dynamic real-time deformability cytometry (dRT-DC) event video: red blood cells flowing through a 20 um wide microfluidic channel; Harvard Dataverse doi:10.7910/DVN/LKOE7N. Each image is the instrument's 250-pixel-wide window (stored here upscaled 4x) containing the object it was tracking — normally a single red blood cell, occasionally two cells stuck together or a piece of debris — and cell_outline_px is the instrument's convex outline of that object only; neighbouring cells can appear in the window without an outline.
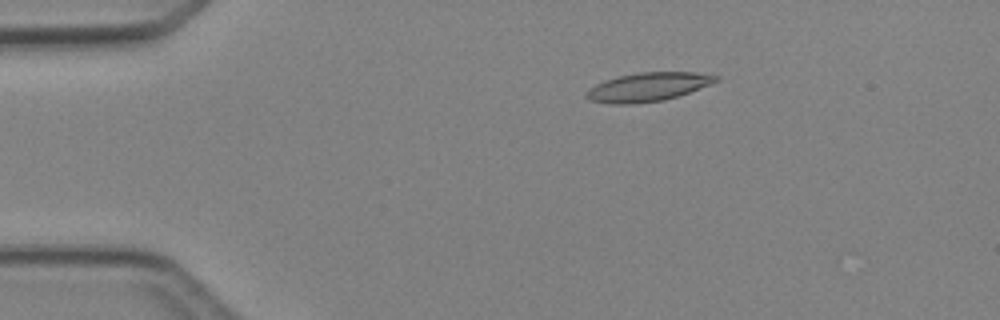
{"species": "Egyptian fruit bat (a non-hibernating species)", "species_latin": "Rousettus aegyptiacus", "temperature_condition": "cold", "stored_images_in_passage": 4, "camera_frame_rate_fps": 3000, "um_per_image_px": 0.085, "animal": {"sex": "female"}, "frame": {"image": 1, "passage_image": 3, "time_ms": 2.333, "image_size_px": [1000, 320], "cell_outline_px": [[720, 80], [688, 92], [664, 100], [632, 104], [608, 104], [588, 100], [584, 96], [596, 84], [604, 80], [616, 76], [636, 72], [696, 72], [720, 76]], "centroid_in_image_um": [55.05, 7.38], "position_along_channel_um": 30.0, "area_um2": 21.68}}